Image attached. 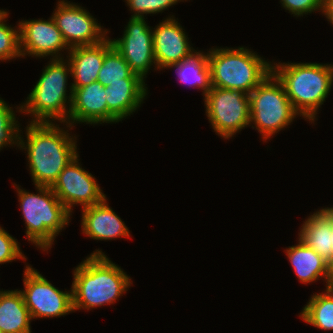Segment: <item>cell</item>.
<instances>
[{
  "mask_svg": "<svg viewBox=\"0 0 333 333\" xmlns=\"http://www.w3.org/2000/svg\"><path fill=\"white\" fill-rule=\"evenodd\" d=\"M68 53L70 74L74 80L70 86V92H73L72 88L84 87L96 82L104 62L105 40L95 45L72 47Z\"/></svg>",
  "mask_w": 333,
  "mask_h": 333,
  "instance_id": "ac0fdd59",
  "label": "cell"
},
{
  "mask_svg": "<svg viewBox=\"0 0 333 333\" xmlns=\"http://www.w3.org/2000/svg\"><path fill=\"white\" fill-rule=\"evenodd\" d=\"M332 226L333 207L321 208L304 221L298 233V238L329 263L333 261Z\"/></svg>",
  "mask_w": 333,
  "mask_h": 333,
  "instance_id": "d6986e66",
  "label": "cell"
},
{
  "mask_svg": "<svg viewBox=\"0 0 333 333\" xmlns=\"http://www.w3.org/2000/svg\"><path fill=\"white\" fill-rule=\"evenodd\" d=\"M8 12L0 10V60L9 61L22 56L20 51L19 25L11 28L6 24Z\"/></svg>",
  "mask_w": 333,
  "mask_h": 333,
  "instance_id": "d4e9b609",
  "label": "cell"
},
{
  "mask_svg": "<svg viewBox=\"0 0 333 333\" xmlns=\"http://www.w3.org/2000/svg\"><path fill=\"white\" fill-rule=\"evenodd\" d=\"M78 157L79 155L66 165L51 187L70 213L75 204L84 208L98 204L106 198L95 177L79 165Z\"/></svg>",
  "mask_w": 333,
  "mask_h": 333,
  "instance_id": "30bf717a",
  "label": "cell"
},
{
  "mask_svg": "<svg viewBox=\"0 0 333 333\" xmlns=\"http://www.w3.org/2000/svg\"><path fill=\"white\" fill-rule=\"evenodd\" d=\"M83 234L95 240L129 237L130 233L121 218L107 204V198L98 204L82 209Z\"/></svg>",
  "mask_w": 333,
  "mask_h": 333,
  "instance_id": "e0dca14e",
  "label": "cell"
},
{
  "mask_svg": "<svg viewBox=\"0 0 333 333\" xmlns=\"http://www.w3.org/2000/svg\"><path fill=\"white\" fill-rule=\"evenodd\" d=\"M31 320L20 290H0L1 333H31Z\"/></svg>",
  "mask_w": 333,
  "mask_h": 333,
  "instance_id": "44dd1931",
  "label": "cell"
},
{
  "mask_svg": "<svg viewBox=\"0 0 333 333\" xmlns=\"http://www.w3.org/2000/svg\"><path fill=\"white\" fill-rule=\"evenodd\" d=\"M209 51L207 59L212 87L237 90L249 95L272 72L271 62L265 61L250 49L220 47Z\"/></svg>",
  "mask_w": 333,
  "mask_h": 333,
  "instance_id": "277c9868",
  "label": "cell"
},
{
  "mask_svg": "<svg viewBox=\"0 0 333 333\" xmlns=\"http://www.w3.org/2000/svg\"><path fill=\"white\" fill-rule=\"evenodd\" d=\"M179 1L184 0H126V3L130 10L134 12L131 17L144 18V14H156L168 10V7Z\"/></svg>",
  "mask_w": 333,
  "mask_h": 333,
  "instance_id": "4316f807",
  "label": "cell"
},
{
  "mask_svg": "<svg viewBox=\"0 0 333 333\" xmlns=\"http://www.w3.org/2000/svg\"><path fill=\"white\" fill-rule=\"evenodd\" d=\"M73 311L113 304L132 281L123 269L96 250L74 269Z\"/></svg>",
  "mask_w": 333,
  "mask_h": 333,
  "instance_id": "7a4b0ae2",
  "label": "cell"
},
{
  "mask_svg": "<svg viewBox=\"0 0 333 333\" xmlns=\"http://www.w3.org/2000/svg\"><path fill=\"white\" fill-rule=\"evenodd\" d=\"M250 124L264 141L286 128L297 115L282 83L271 72L250 94Z\"/></svg>",
  "mask_w": 333,
  "mask_h": 333,
  "instance_id": "52a82bcc",
  "label": "cell"
},
{
  "mask_svg": "<svg viewBox=\"0 0 333 333\" xmlns=\"http://www.w3.org/2000/svg\"><path fill=\"white\" fill-rule=\"evenodd\" d=\"M20 51L22 57L29 56L46 57L51 55L53 59L60 57V51L71 48L66 44L61 31L51 16L48 20H22L19 21Z\"/></svg>",
  "mask_w": 333,
  "mask_h": 333,
  "instance_id": "4fadbf2b",
  "label": "cell"
},
{
  "mask_svg": "<svg viewBox=\"0 0 333 333\" xmlns=\"http://www.w3.org/2000/svg\"><path fill=\"white\" fill-rule=\"evenodd\" d=\"M307 324L322 330H333V289L315 293L299 315Z\"/></svg>",
  "mask_w": 333,
  "mask_h": 333,
  "instance_id": "603a6c76",
  "label": "cell"
},
{
  "mask_svg": "<svg viewBox=\"0 0 333 333\" xmlns=\"http://www.w3.org/2000/svg\"><path fill=\"white\" fill-rule=\"evenodd\" d=\"M131 17L122 38L112 39V45L129 64L131 70L144 81L146 74L156 61L153 50V31L144 20Z\"/></svg>",
  "mask_w": 333,
  "mask_h": 333,
  "instance_id": "7c38bea8",
  "label": "cell"
},
{
  "mask_svg": "<svg viewBox=\"0 0 333 333\" xmlns=\"http://www.w3.org/2000/svg\"><path fill=\"white\" fill-rule=\"evenodd\" d=\"M282 6L294 16L320 11L323 13L324 0H280Z\"/></svg>",
  "mask_w": 333,
  "mask_h": 333,
  "instance_id": "f1b7e54d",
  "label": "cell"
},
{
  "mask_svg": "<svg viewBox=\"0 0 333 333\" xmlns=\"http://www.w3.org/2000/svg\"><path fill=\"white\" fill-rule=\"evenodd\" d=\"M64 61V58H51L25 103L17 107L19 112L32 114L34 119L30 122L52 123L58 120L68 124L73 92L67 96V77L71 67L68 60L67 63Z\"/></svg>",
  "mask_w": 333,
  "mask_h": 333,
  "instance_id": "8992f818",
  "label": "cell"
},
{
  "mask_svg": "<svg viewBox=\"0 0 333 333\" xmlns=\"http://www.w3.org/2000/svg\"><path fill=\"white\" fill-rule=\"evenodd\" d=\"M323 14L333 24V0H324Z\"/></svg>",
  "mask_w": 333,
  "mask_h": 333,
  "instance_id": "f546056e",
  "label": "cell"
},
{
  "mask_svg": "<svg viewBox=\"0 0 333 333\" xmlns=\"http://www.w3.org/2000/svg\"><path fill=\"white\" fill-rule=\"evenodd\" d=\"M124 78H141L135 74L129 64L112 45L111 39H105V56L103 65L98 73L97 82L104 87L110 83L124 82Z\"/></svg>",
  "mask_w": 333,
  "mask_h": 333,
  "instance_id": "cb8c5ba5",
  "label": "cell"
},
{
  "mask_svg": "<svg viewBox=\"0 0 333 333\" xmlns=\"http://www.w3.org/2000/svg\"><path fill=\"white\" fill-rule=\"evenodd\" d=\"M272 73L282 83L294 110L314 123L317 110L333 85L332 64L274 63Z\"/></svg>",
  "mask_w": 333,
  "mask_h": 333,
  "instance_id": "3957f363",
  "label": "cell"
},
{
  "mask_svg": "<svg viewBox=\"0 0 333 333\" xmlns=\"http://www.w3.org/2000/svg\"><path fill=\"white\" fill-rule=\"evenodd\" d=\"M332 248H333V226H332Z\"/></svg>",
  "mask_w": 333,
  "mask_h": 333,
  "instance_id": "1f68e13d",
  "label": "cell"
},
{
  "mask_svg": "<svg viewBox=\"0 0 333 333\" xmlns=\"http://www.w3.org/2000/svg\"><path fill=\"white\" fill-rule=\"evenodd\" d=\"M206 116L215 133L230 139L250 125V99L247 93L212 87L204 96Z\"/></svg>",
  "mask_w": 333,
  "mask_h": 333,
  "instance_id": "ba28073f",
  "label": "cell"
},
{
  "mask_svg": "<svg viewBox=\"0 0 333 333\" xmlns=\"http://www.w3.org/2000/svg\"><path fill=\"white\" fill-rule=\"evenodd\" d=\"M72 89L73 97L67 128L72 129L73 123L80 122L87 124L108 123L106 92L101 83L96 81L84 87Z\"/></svg>",
  "mask_w": 333,
  "mask_h": 333,
  "instance_id": "9a60e30c",
  "label": "cell"
},
{
  "mask_svg": "<svg viewBox=\"0 0 333 333\" xmlns=\"http://www.w3.org/2000/svg\"><path fill=\"white\" fill-rule=\"evenodd\" d=\"M57 4L52 17L70 48L95 45L107 38L108 31L86 9L66 0H60Z\"/></svg>",
  "mask_w": 333,
  "mask_h": 333,
  "instance_id": "8fae6325",
  "label": "cell"
},
{
  "mask_svg": "<svg viewBox=\"0 0 333 333\" xmlns=\"http://www.w3.org/2000/svg\"><path fill=\"white\" fill-rule=\"evenodd\" d=\"M298 244L286 249V256L293 269L304 284L324 278L328 285L330 277V263L308 247L300 238Z\"/></svg>",
  "mask_w": 333,
  "mask_h": 333,
  "instance_id": "ffe728a7",
  "label": "cell"
},
{
  "mask_svg": "<svg viewBox=\"0 0 333 333\" xmlns=\"http://www.w3.org/2000/svg\"><path fill=\"white\" fill-rule=\"evenodd\" d=\"M25 268V290L20 292L32 320L60 317L73 312L72 288L70 292L58 290L30 265H26Z\"/></svg>",
  "mask_w": 333,
  "mask_h": 333,
  "instance_id": "9c48e42d",
  "label": "cell"
},
{
  "mask_svg": "<svg viewBox=\"0 0 333 333\" xmlns=\"http://www.w3.org/2000/svg\"><path fill=\"white\" fill-rule=\"evenodd\" d=\"M13 236L0 227V264L12 262L15 259L26 260L20 246Z\"/></svg>",
  "mask_w": 333,
  "mask_h": 333,
  "instance_id": "83f0119b",
  "label": "cell"
},
{
  "mask_svg": "<svg viewBox=\"0 0 333 333\" xmlns=\"http://www.w3.org/2000/svg\"><path fill=\"white\" fill-rule=\"evenodd\" d=\"M38 194L16 187L22 216L26 224V237L43 251L52 248L57 234L68 225L71 213L57 198L51 187L35 186Z\"/></svg>",
  "mask_w": 333,
  "mask_h": 333,
  "instance_id": "5b68a950",
  "label": "cell"
},
{
  "mask_svg": "<svg viewBox=\"0 0 333 333\" xmlns=\"http://www.w3.org/2000/svg\"><path fill=\"white\" fill-rule=\"evenodd\" d=\"M26 128V142L18 136V147L27 151L31 176L36 186L56 182L66 165L78 155L76 137L69 136L56 123L30 122Z\"/></svg>",
  "mask_w": 333,
  "mask_h": 333,
  "instance_id": "6da1fadb",
  "label": "cell"
},
{
  "mask_svg": "<svg viewBox=\"0 0 333 333\" xmlns=\"http://www.w3.org/2000/svg\"><path fill=\"white\" fill-rule=\"evenodd\" d=\"M333 289V261L330 263V277L328 285H326V288Z\"/></svg>",
  "mask_w": 333,
  "mask_h": 333,
  "instance_id": "4dcf8cb0",
  "label": "cell"
},
{
  "mask_svg": "<svg viewBox=\"0 0 333 333\" xmlns=\"http://www.w3.org/2000/svg\"><path fill=\"white\" fill-rule=\"evenodd\" d=\"M173 16L159 22V25L152 30L157 70L166 69L173 63H180L195 52L189 44L184 29Z\"/></svg>",
  "mask_w": 333,
  "mask_h": 333,
  "instance_id": "5bb4252c",
  "label": "cell"
},
{
  "mask_svg": "<svg viewBox=\"0 0 333 333\" xmlns=\"http://www.w3.org/2000/svg\"><path fill=\"white\" fill-rule=\"evenodd\" d=\"M203 53L196 51L189 58L183 59L180 63H173L167 68H176L181 83L203 90L205 96L212 85L207 53Z\"/></svg>",
  "mask_w": 333,
  "mask_h": 333,
  "instance_id": "7402d4cb",
  "label": "cell"
},
{
  "mask_svg": "<svg viewBox=\"0 0 333 333\" xmlns=\"http://www.w3.org/2000/svg\"><path fill=\"white\" fill-rule=\"evenodd\" d=\"M0 98V150L3 147L18 145L19 124L13 109Z\"/></svg>",
  "mask_w": 333,
  "mask_h": 333,
  "instance_id": "484cf974",
  "label": "cell"
},
{
  "mask_svg": "<svg viewBox=\"0 0 333 333\" xmlns=\"http://www.w3.org/2000/svg\"><path fill=\"white\" fill-rule=\"evenodd\" d=\"M145 85L142 78H124V82L105 87L108 123L122 121L140 107L147 95Z\"/></svg>",
  "mask_w": 333,
  "mask_h": 333,
  "instance_id": "2e32d148",
  "label": "cell"
}]
</instances>
